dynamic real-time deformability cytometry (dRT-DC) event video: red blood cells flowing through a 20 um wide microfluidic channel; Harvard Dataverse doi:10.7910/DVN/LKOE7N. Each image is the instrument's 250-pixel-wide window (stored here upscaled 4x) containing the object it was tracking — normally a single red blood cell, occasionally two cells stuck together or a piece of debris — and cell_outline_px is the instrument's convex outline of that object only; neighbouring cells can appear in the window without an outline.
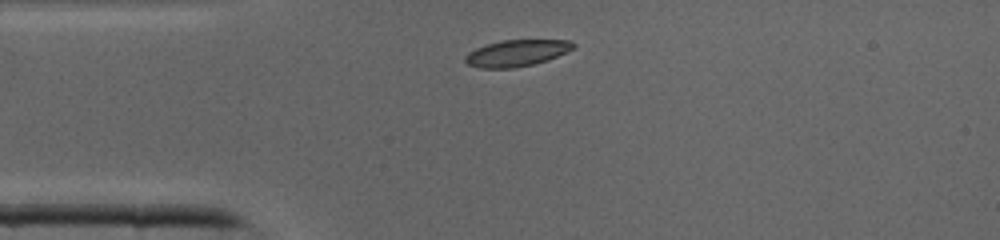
{"species": "common noctule bat (a hibernating species)", "species_latin": "Nyctalus noctula", "temperature_condition": "cold", "stored_images_in_passage": 33, "camera_frame_rate_fps": 3000, "um_per_image_px": 0.085, "animal": {"sex": "male", "body_mass_g": 19.0, "forearm_length_mm": 50.8}, "frame": {"image": 1, "passage_image": 1, "time_ms": 0.0, "image_size_px": [1000, 240], "cell_outline_px": [[576, 44], [572, 48], [548, 60], [532, 64], [512, 68], [480, 68], [468, 64], [464, 60], [464, 56], [468, 52], [476, 48], [500, 40], [572, 40]], "centroid_in_image_um": [43.88, 4.5], "position_along_channel_um": 41.1, "area_um2": 16.53}}
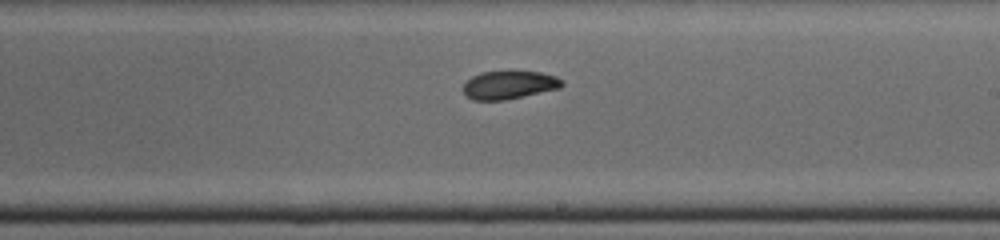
{"frame": {"image": 2, "passage_image": 15, "time_ms": 4.667, "image_size_px": [1000, 240], "cell_outline_px": [[564, 84], [560, 88], [504, 100], [472, 100], [464, 92], [464, 84], [472, 76], [480, 72], [512, 68], [540, 72], [556, 76], [564, 80]], "centroid_in_image_um": [43.31, 7.16], "position_along_channel_um": 245.7, "area_um2": 16.88}}
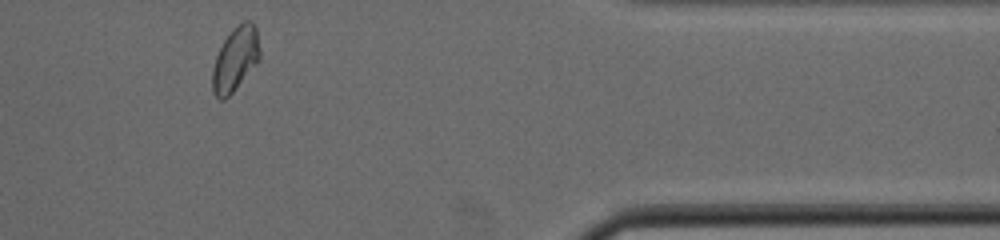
{"frame": {"image": 3, "passage_image": 26, "time_ms": 8.333, "image_size_px": [1000, 240], "cell_outline_px": [[260, 60], [232, 92], [224, 100], [220, 100], [212, 92], [212, 68], [216, 56], [224, 40], [232, 28], [236, 24], [244, 20], [248, 20], [256, 28], [260, 52]], "centroid_in_image_um": [19.99, 5.01], "position_along_channel_um": 391.4, "area_um2": 17.69}}